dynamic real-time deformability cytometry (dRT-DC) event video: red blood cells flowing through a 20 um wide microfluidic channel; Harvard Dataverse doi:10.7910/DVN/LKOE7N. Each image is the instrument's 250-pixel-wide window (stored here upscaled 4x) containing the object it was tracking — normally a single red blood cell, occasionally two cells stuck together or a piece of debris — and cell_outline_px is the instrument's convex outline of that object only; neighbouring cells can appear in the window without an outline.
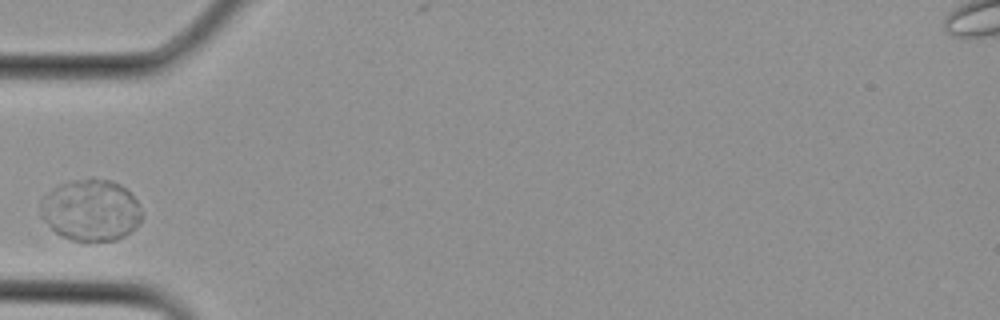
{"species": "Egyptian fruit bat (a non-hibernating species)", "species_latin": "Rousettus aegyptiacus", "temperature_condition": "cold", "stored_images_in_passage": 1, "camera_frame_rate_fps": 3000, "um_per_image_px": 0.085, "animal": {"sex": "female"}, "frame": {"image": 1, "passage_image": 1, "time_ms": 0.0, "image_size_px": [1000, 320], "cell_outline_px": [[140, 220], [124, 236], [116, 240], [72, 240], [56, 232], [40, 216], [40, 200], [52, 188], [60, 184], [72, 180], [88, 176], [92, 176], [112, 180], [120, 184], [136, 200], [140, 208]], "centroid_in_image_um": [7.67, 17.81], "position_along_channel_um": 77.3, "area_um2": 36.24}}